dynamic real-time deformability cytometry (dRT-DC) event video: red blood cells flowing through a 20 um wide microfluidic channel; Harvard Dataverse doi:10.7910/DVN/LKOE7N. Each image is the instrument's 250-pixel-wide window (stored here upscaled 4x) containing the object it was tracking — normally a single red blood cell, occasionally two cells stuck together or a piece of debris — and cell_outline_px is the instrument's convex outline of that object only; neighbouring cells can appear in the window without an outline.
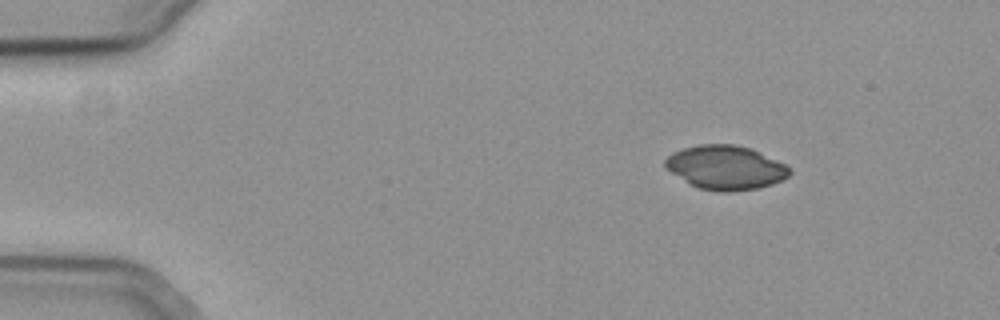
{"species": "common noctule bat (a hibernating species)", "species_latin": "Nyctalus noctula", "temperature_condition": "cold", "stored_images_in_passage": 49, "camera_frame_rate_fps": 3000, "um_per_image_px": 0.085, "animal": {"sex": "female", "body_mass_g": 19.3, "forearm_length_mm": 54.1}, "frame": {"image": 1, "passage_image": 1, "time_ms": 0.0, "image_size_px": [1000, 320], "cell_outline_px": [[792, 172], [784, 180], [772, 184], [756, 188], [728, 192], [720, 192], [700, 188], [688, 184], [664, 168], [664, 160], [672, 152], [684, 148], [700, 144], [736, 144], [748, 148], [784, 164], [792, 168]], "centroid_in_image_um": [61.64, 14.25], "position_along_channel_um": 23.4, "area_um2": 31.91}}